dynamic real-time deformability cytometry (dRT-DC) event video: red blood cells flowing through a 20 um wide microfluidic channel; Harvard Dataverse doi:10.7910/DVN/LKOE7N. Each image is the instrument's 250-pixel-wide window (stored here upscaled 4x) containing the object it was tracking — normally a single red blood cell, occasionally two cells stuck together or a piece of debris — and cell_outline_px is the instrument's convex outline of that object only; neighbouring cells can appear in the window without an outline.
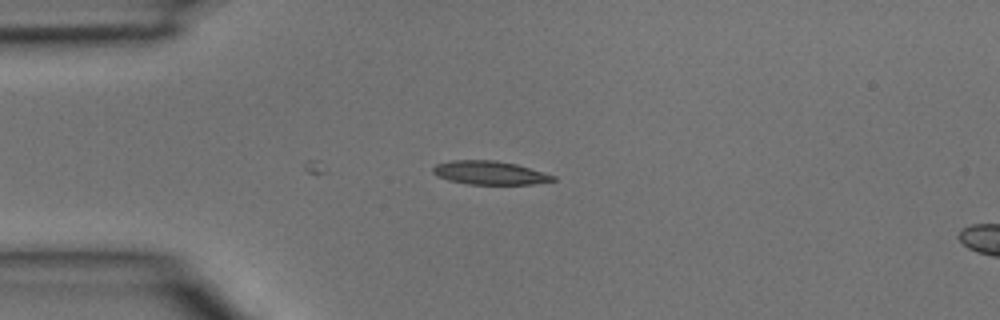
{"species": "common noctule bat (a hibernating species)", "species_latin": "Nyctalus noctula", "temperature_condition": "room temperature", "stored_images_in_passage": 4, "segment_of_instrument_passage": [1, 2], "camera_frame_rate_fps": 3000, "um_per_image_px": 0.085, "animal": {"sex": "male", "body_mass_g": 15.6}, "frame": {"image": 1, "passage_image": 3, "time_ms": 0.667, "image_size_px": [1000, 320], "cell_outline_px": [[556, 180], [532, 184], [468, 184], [448, 180], [436, 176], [432, 172], [432, 168], [436, 164], [452, 160], [492, 160], [516, 164], [556, 176]], "centroid_in_image_um": [41.59, 14.69], "position_along_channel_um": 43.4, "area_um2": 16.42}}